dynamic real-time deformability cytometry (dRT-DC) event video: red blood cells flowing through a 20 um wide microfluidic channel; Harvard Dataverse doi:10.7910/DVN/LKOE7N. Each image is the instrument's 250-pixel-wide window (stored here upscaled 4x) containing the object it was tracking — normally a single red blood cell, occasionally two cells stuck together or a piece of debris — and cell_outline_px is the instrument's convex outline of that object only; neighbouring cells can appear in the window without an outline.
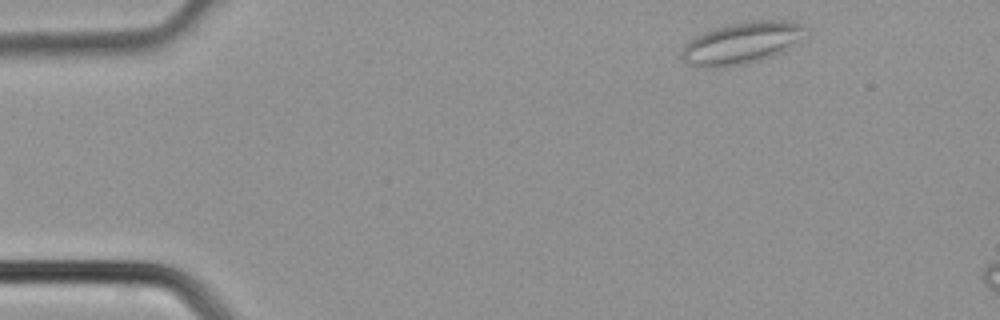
{"species": "common noctule bat (a hibernating species)", "species_latin": "Nyctalus noctula", "temperature_condition": "cold", "stored_images_in_passage": 3, "camera_frame_rate_fps": 3000, "um_per_image_px": 0.085, "animal": {"sex": "male", "body_mass_g": 21.5, "forearm_length_mm": 52.0}, "frame": {"image": 1, "passage_image": 1, "time_ms": 0.0, "image_size_px": [1000, 320], "cell_outline_px": [[804, 36], [780, 52], [760, 60], [744, 64], [724, 68], [704, 68], [688, 64], [680, 56], [680, 52], [684, 44], [696, 36], [704, 32], [728, 24], [752, 20], [792, 20], [804, 24]], "centroid_in_image_um": [62.99, 3.66], "position_along_channel_um": 22.0, "area_um2": 30.17}}